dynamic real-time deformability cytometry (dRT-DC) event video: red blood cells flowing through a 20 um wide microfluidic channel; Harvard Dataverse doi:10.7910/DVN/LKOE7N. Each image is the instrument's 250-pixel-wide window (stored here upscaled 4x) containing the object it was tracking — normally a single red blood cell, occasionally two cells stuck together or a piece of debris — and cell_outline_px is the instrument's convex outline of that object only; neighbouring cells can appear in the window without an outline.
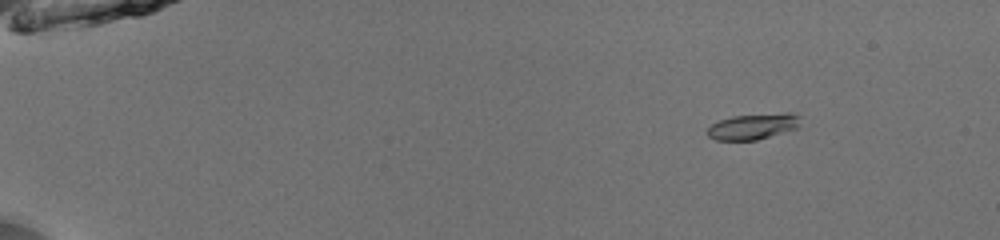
{"species": "common noctule bat (a hibernating species)", "species_latin": "Nyctalus noctula", "temperature_condition": "room temperature", "stored_images_in_passage": 53, "camera_frame_rate_fps": 3000, "um_per_image_px": 0.085, "animal": {"sex": "male", "body_mass_g": 13.0, "forearm_length_mm": 53.1}, "frame": {"image": 1, "passage_image": 8, "time_ms": 2.333, "image_size_px": [1000, 240], "cell_outline_px": [[800, 116], [796, 128], [756, 140], [716, 140], [708, 136], [708, 128], [712, 124], [720, 120], [732, 116], [784, 112], [792, 112]], "centroid_in_image_um": [64.0, 10.73], "position_along_channel_um": 21.0, "area_um2": 13.87}}
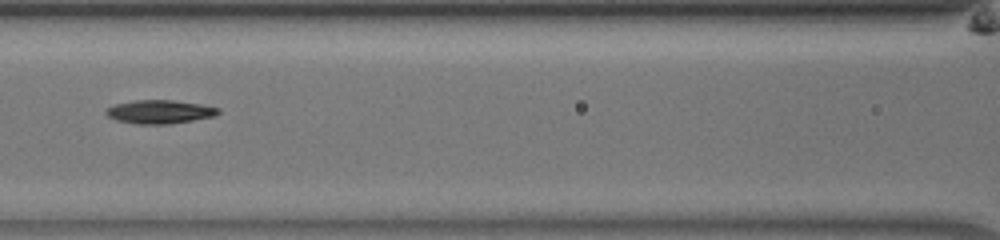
{"frame": {"image": 2, "passage_image": 27, "time_ms": 8.667, "image_size_px": [1000, 240], "cell_outline_px": [[220, 112], [216, 116], [168, 124], [136, 124], [116, 120], [108, 116], [104, 112], [108, 108], [116, 104], [136, 100], [172, 100], [200, 104], [220, 108]], "centroid_in_image_um": [13.59, 9.5], "position_along_channel_um": 153.0, "area_um2": 15.32}}
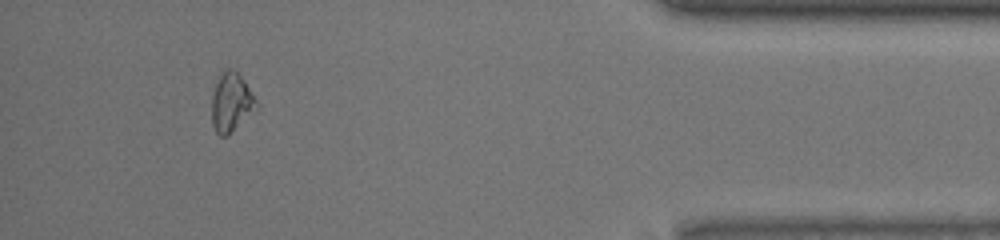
{"frame": {"image": 3, "passage_image": 50, "time_ms": 16.333, "image_size_px": [1000, 240], "cell_outline_px": [[256, 104], [228, 136], [220, 136], [216, 132], [212, 124], [212, 96], [216, 84], [220, 76], [228, 68], [232, 68], [244, 80], [256, 100]], "centroid_in_image_um": [19.6, 8.7], "position_along_channel_um": 415.6, "area_um2": 14.45}, "authors_computed_cell_mechanics": {"area_um2": 14.739, "velocity_mm_per_s": 3.9692, "shape_relaxation_time_tau1_ms": 1.5975, "shape_relaxation_time_tau2_ms": null, "deformation_change_tau1": 0.0823, "deformation_change_tau2": null}}